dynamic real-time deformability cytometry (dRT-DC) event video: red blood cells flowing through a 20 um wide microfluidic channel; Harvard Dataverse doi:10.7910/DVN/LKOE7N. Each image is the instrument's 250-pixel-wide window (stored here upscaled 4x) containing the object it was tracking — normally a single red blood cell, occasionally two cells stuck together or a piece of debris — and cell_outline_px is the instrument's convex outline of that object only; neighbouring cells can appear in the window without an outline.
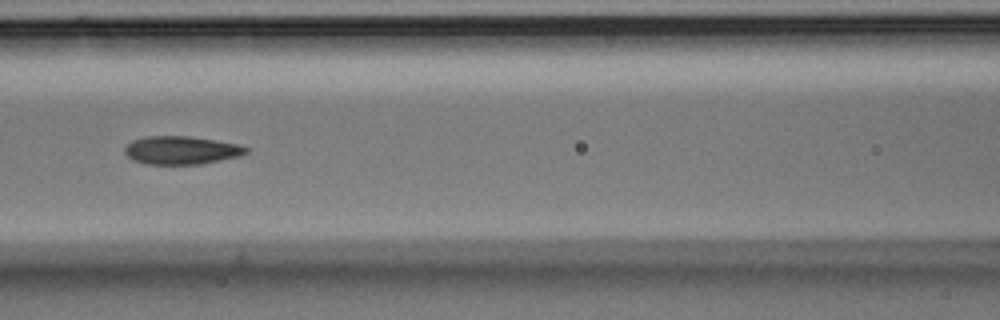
{"species": "Egyptian fruit bat (a non-hibernating species)", "species_latin": "Rousettus aegyptiacus", "temperature_condition": "room temperature", "stored_images_in_passage": 12, "camera_frame_rate_fps": 3000, "um_per_image_px": 0.085, "animal": {"sex": "male"}, "frame": {"image": 1, "passage_image": 9, "time_ms": 2.667, "image_size_px": [1000, 320], "cell_outline_px": [[248, 152], [240, 156], [200, 164], [148, 164], [132, 160], [124, 152], [124, 148], [132, 140], [144, 136], [188, 136], [216, 140], [240, 144], [248, 148]], "centroid_in_image_um": [15.41, 12.76], "position_along_channel_um": 151.2, "area_um2": 20.0}}